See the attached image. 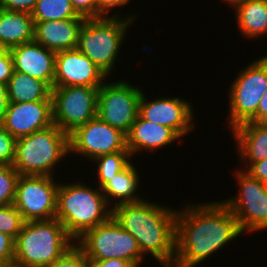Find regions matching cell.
Returning a JSON list of instances; mask_svg holds the SVG:
<instances>
[{
    "label": "cell",
    "instance_id": "3",
    "mask_svg": "<svg viewBox=\"0 0 267 267\" xmlns=\"http://www.w3.org/2000/svg\"><path fill=\"white\" fill-rule=\"evenodd\" d=\"M72 182L59 183L55 218L76 241L86 231L107 222L112 217V208L97 185L94 188L81 180Z\"/></svg>",
    "mask_w": 267,
    "mask_h": 267
},
{
    "label": "cell",
    "instance_id": "13",
    "mask_svg": "<svg viewBox=\"0 0 267 267\" xmlns=\"http://www.w3.org/2000/svg\"><path fill=\"white\" fill-rule=\"evenodd\" d=\"M69 147L70 157L73 153L89 162L102 155L129 152L126 134L97 116L69 135Z\"/></svg>",
    "mask_w": 267,
    "mask_h": 267
},
{
    "label": "cell",
    "instance_id": "33",
    "mask_svg": "<svg viewBox=\"0 0 267 267\" xmlns=\"http://www.w3.org/2000/svg\"><path fill=\"white\" fill-rule=\"evenodd\" d=\"M76 13L85 18H98L97 0H70Z\"/></svg>",
    "mask_w": 267,
    "mask_h": 267
},
{
    "label": "cell",
    "instance_id": "2",
    "mask_svg": "<svg viewBox=\"0 0 267 267\" xmlns=\"http://www.w3.org/2000/svg\"><path fill=\"white\" fill-rule=\"evenodd\" d=\"M176 216L177 209L147 198L112 209V217L135 237L142 255L149 254L162 267L174 265Z\"/></svg>",
    "mask_w": 267,
    "mask_h": 267
},
{
    "label": "cell",
    "instance_id": "12",
    "mask_svg": "<svg viewBox=\"0 0 267 267\" xmlns=\"http://www.w3.org/2000/svg\"><path fill=\"white\" fill-rule=\"evenodd\" d=\"M58 186L57 177L20 175L13 205L25 222L54 219Z\"/></svg>",
    "mask_w": 267,
    "mask_h": 267
},
{
    "label": "cell",
    "instance_id": "40",
    "mask_svg": "<svg viewBox=\"0 0 267 267\" xmlns=\"http://www.w3.org/2000/svg\"><path fill=\"white\" fill-rule=\"evenodd\" d=\"M222 2H225L226 4H229V7H232V9H235L238 5L244 3L246 0H220Z\"/></svg>",
    "mask_w": 267,
    "mask_h": 267
},
{
    "label": "cell",
    "instance_id": "25",
    "mask_svg": "<svg viewBox=\"0 0 267 267\" xmlns=\"http://www.w3.org/2000/svg\"><path fill=\"white\" fill-rule=\"evenodd\" d=\"M31 15L34 22L83 18L76 13L70 0H37Z\"/></svg>",
    "mask_w": 267,
    "mask_h": 267
},
{
    "label": "cell",
    "instance_id": "8",
    "mask_svg": "<svg viewBox=\"0 0 267 267\" xmlns=\"http://www.w3.org/2000/svg\"><path fill=\"white\" fill-rule=\"evenodd\" d=\"M75 243L88 259L117 258L132 262L137 267L145 262L135 237L125 231L113 217L86 231Z\"/></svg>",
    "mask_w": 267,
    "mask_h": 267
},
{
    "label": "cell",
    "instance_id": "20",
    "mask_svg": "<svg viewBox=\"0 0 267 267\" xmlns=\"http://www.w3.org/2000/svg\"><path fill=\"white\" fill-rule=\"evenodd\" d=\"M232 137L244 167L240 169L246 170L253 162L267 158V123L246 122L231 130Z\"/></svg>",
    "mask_w": 267,
    "mask_h": 267
},
{
    "label": "cell",
    "instance_id": "17",
    "mask_svg": "<svg viewBox=\"0 0 267 267\" xmlns=\"http://www.w3.org/2000/svg\"><path fill=\"white\" fill-rule=\"evenodd\" d=\"M9 51L14 71L40 79L53 88L56 52L45 48L35 40L14 46Z\"/></svg>",
    "mask_w": 267,
    "mask_h": 267
},
{
    "label": "cell",
    "instance_id": "37",
    "mask_svg": "<svg viewBox=\"0 0 267 267\" xmlns=\"http://www.w3.org/2000/svg\"><path fill=\"white\" fill-rule=\"evenodd\" d=\"M89 267H137L129 261L121 259L93 260L89 259Z\"/></svg>",
    "mask_w": 267,
    "mask_h": 267
},
{
    "label": "cell",
    "instance_id": "31",
    "mask_svg": "<svg viewBox=\"0 0 267 267\" xmlns=\"http://www.w3.org/2000/svg\"><path fill=\"white\" fill-rule=\"evenodd\" d=\"M16 139L0 124V165H12Z\"/></svg>",
    "mask_w": 267,
    "mask_h": 267
},
{
    "label": "cell",
    "instance_id": "5",
    "mask_svg": "<svg viewBox=\"0 0 267 267\" xmlns=\"http://www.w3.org/2000/svg\"><path fill=\"white\" fill-rule=\"evenodd\" d=\"M68 154L69 136L53 124L16 139L12 167L19 175L57 177L55 170Z\"/></svg>",
    "mask_w": 267,
    "mask_h": 267
},
{
    "label": "cell",
    "instance_id": "10",
    "mask_svg": "<svg viewBox=\"0 0 267 267\" xmlns=\"http://www.w3.org/2000/svg\"><path fill=\"white\" fill-rule=\"evenodd\" d=\"M98 89L91 86L53 87V124L69 136L96 117Z\"/></svg>",
    "mask_w": 267,
    "mask_h": 267
},
{
    "label": "cell",
    "instance_id": "39",
    "mask_svg": "<svg viewBox=\"0 0 267 267\" xmlns=\"http://www.w3.org/2000/svg\"><path fill=\"white\" fill-rule=\"evenodd\" d=\"M8 103L9 99L7 84L0 83V124L3 123V120L5 118Z\"/></svg>",
    "mask_w": 267,
    "mask_h": 267
},
{
    "label": "cell",
    "instance_id": "22",
    "mask_svg": "<svg viewBox=\"0 0 267 267\" xmlns=\"http://www.w3.org/2000/svg\"><path fill=\"white\" fill-rule=\"evenodd\" d=\"M34 29L35 24L30 13L0 8V48L10 49L33 41Z\"/></svg>",
    "mask_w": 267,
    "mask_h": 267
},
{
    "label": "cell",
    "instance_id": "34",
    "mask_svg": "<svg viewBox=\"0 0 267 267\" xmlns=\"http://www.w3.org/2000/svg\"><path fill=\"white\" fill-rule=\"evenodd\" d=\"M13 71V59L9 49L0 48V83L8 84Z\"/></svg>",
    "mask_w": 267,
    "mask_h": 267
},
{
    "label": "cell",
    "instance_id": "24",
    "mask_svg": "<svg viewBox=\"0 0 267 267\" xmlns=\"http://www.w3.org/2000/svg\"><path fill=\"white\" fill-rule=\"evenodd\" d=\"M9 103L52 101V88L44 81L13 71L7 84Z\"/></svg>",
    "mask_w": 267,
    "mask_h": 267
},
{
    "label": "cell",
    "instance_id": "36",
    "mask_svg": "<svg viewBox=\"0 0 267 267\" xmlns=\"http://www.w3.org/2000/svg\"><path fill=\"white\" fill-rule=\"evenodd\" d=\"M253 178L267 184V158L253 162L246 170Z\"/></svg>",
    "mask_w": 267,
    "mask_h": 267
},
{
    "label": "cell",
    "instance_id": "30",
    "mask_svg": "<svg viewBox=\"0 0 267 267\" xmlns=\"http://www.w3.org/2000/svg\"><path fill=\"white\" fill-rule=\"evenodd\" d=\"M130 1L131 0H97L98 18L100 17H124L126 19L134 21L137 17L135 13H132V14L130 13L127 15L121 14L122 13L121 7L125 8L124 6H126V4L129 5ZM117 8L118 9L120 8V9L117 10ZM112 9H114V11ZM115 9L119 12H117Z\"/></svg>",
    "mask_w": 267,
    "mask_h": 267
},
{
    "label": "cell",
    "instance_id": "9",
    "mask_svg": "<svg viewBox=\"0 0 267 267\" xmlns=\"http://www.w3.org/2000/svg\"><path fill=\"white\" fill-rule=\"evenodd\" d=\"M233 173L239 185V192L221 201L235 216L242 233L265 231L267 229V184L253 178L240 168L235 169Z\"/></svg>",
    "mask_w": 267,
    "mask_h": 267
},
{
    "label": "cell",
    "instance_id": "19",
    "mask_svg": "<svg viewBox=\"0 0 267 267\" xmlns=\"http://www.w3.org/2000/svg\"><path fill=\"white\" fill-rule=\"evenodd\" d=\"M85 18L34 22V40L54 52L75 49Z\"/></svg>",
    "mask_w": 267,
    "mask_h": 267
},
{
    "label": "cell",
    "instance_id": "6",
    "mask_svg": "<svg viewBox=\"0 0 267 267\" xmlns=\"http://www.w3.org/2000/svg\"><path fill=\"white\" fill-rule=\"evenodd\" d=\"M133 22L136 20L124 17L86 19L80 29L76 48L110 78Z\"/></svg>",
    "mask_w": 267,
    "mask_h": 267
},
{
    "label": "cell",
    "instance_id": "32",
    "mask_svg": "<svg viewBox=\"0 0 267 267\" xmlns=\"http://www.w3.org/2000/svg\"><path fill=\"white\" fill-rule=\"evenodd\" d=\"M15 239L0 232V267H11L14 263Z\"/></svg>",
    "mask_w": 267,
    "mask_h": 267
},
{
    "label": "cell",
    "instance_id": "18",
    "mask_svg": "<svg viewBox=\"0 0 267 267\" xmlns=\"http://www.w3.org/2000/svg\"><path fill=\"white\" fill-rule=\"evenodd\" d=\"M178 140H181V137L173 129L151 123L139 115L126 134V146L133 161H135L136 154L138 156L144 151L150 154L157 153L156 150L170 146Z\"/></svg>",
    "mask_w": 267,
    "mask_h": 267
},
{
    "label": "cell",
    "instance_id": "35",
    "mask_svg": "<svg viewBox=\"0 0 267 267\" xmlns=\"http://www.w3.org/2000/svg\"><path fill=\"white\" fill-rule=\"evenodd\" d=\"M37 0H0V8L7 11L32 13Z\"/></svg>",
    "mask_w": 267,
    "mask_h": 267
},
{
    "label": "cell",
    "instance_id": "38",
    "mask_svg": "<svg viewBox=\"0 0 267 267\" xmlns=\"http://www.w3.org/2000/svg\"><path fill=\"white\" fill-rule=\"evenodd\" d=\"M249 122L267 123V89L261 98L256 115Z\"/></svg>",
    "mask_w": 267,
    "mask_h": 267
},
{
    "label": "cell",
    "instance_id": "14",
    "mask_svg": "<svg viewBox=\"0 0 267 267\" xmlns=\"http://www.w3.org/2000/svg\"><path fill=\"white\" fill-rule=\"evenodd\" d=\"M145 93V91L142 92L139 102L138 115L142 119L169 127L181 138L196 129L191 100L187 102V99L178 96H161L148 100Z\"/></svg>",
    "mask_w": 267,
    "mask_h": 267
},
{
    "label": "cell",
    "instance_id": "27",
    "mask_svg": "<svg viewBox=\"0 0 267 267\" xmlns=\"http://www.w3.org/2000/svg\"><path fill=\"white\" fill-rule=\"evenodd\" d=\"M19 176L12 165H0V206L14 203Z\"/></svg>",
    "mask_w": 267,
    "mask_h": 267
},
{
    "label": "cell",
    "instance_id": "26",
    "mask_svg": "<svg viewBox=\"0 0 267 267\" xmlns=\"http://www.w3.org/2000/svg\"><path fill=\"white\" fill-rule=\"evenodd\" d=\"M132 157L129 152H116L113 154L102 155L95 158L92 165H96L95 184L101 189L114 175L123 170L130 162ZM97 178V181H96Z\"/></svg>",
    "mask_w": 267,
    "mask_h": 267
},
{
    "label": "cell",
    "instance_id": "16",
    "mask_svg": "<svg viewBox=\"0 0 267 267\" xmlns=\"http://www.w3.org/2000/svg\"><path fill=\"white\" fill-rule=\"evenodd\" d=\"M15 139L53 125L52 101L8 103L3 123Z\"/></svg>",
    "mask_w": 267,
    "mask_h": 267
},
{
    "label": "cell",
    "instance_id": "11",
    "mask_svg": "<svg viewBox=\"0 0 267 267\" xmlns=\"http://www.w3.org/2000/svg\"><path fill=\"white\" fill-rule=\"evenodd\" d=\"M110 80L98 89L96 116L127 134L138 117L143 89L125 79Z\"/></svg>",
    "mask_w": 267,
    "mask_h": 267
},
{
    "label": "cell",
    "instance_id": "29",
    "mask_svg": "<svg viewBox=\"0 0 267 267\" xmlns=\"http://www.w3.org/2000/svg\"><path fill=\"white\" fill-rule=\"evenodd\" d=\"M50 267H89L86 254L74 244Z\"/></svg>",
    "mask_w": 267,
    "mask_h": 267
},
{
    "label": "cell",
    "instance_id": "23",
    "mask_svg": "<svg viewBox=\"0 0 267 267\" xmlns=\"http://www.w3.org/2000/svg\"><path fill=\"white\" fill-rule=\"evenodd\" d=\"M233 11L241 37L246 40L267 37V2L246 0Z\"/></svg>",
    "mask_w": 267,
    "mask_h": 267
},
{
    "label": "cell",
    "instance_id": "7",
    "mask_svg": "<svg viewBox=\"0 0 267 267\" xmlns=\"http://www.w3.org/2000/svg\"><path fill=\"white\" fill-rule=\"evenodd\" d=\"M267 89V55L252 60L238 71L228 89L229 131L249 122L257 113L261 98ZM229 121V122H228Z\"/></svg>",
    "mask_w": 267,
    "mask_h": 267
},
{
    "label": "cell",
    "instance_id": "15",
    "mask_svg": "<svg viewBox=\"0 0 267 267\" xmlns=\"http://www.w3.org/2000/svg\"><path fill=\"white\" fill-rule=\"evenodd\" d=\"M108 76L77 48L56 52L53 87H101Z\"/></svg>",
    "mask_w": 267,
    "mask_h": 267
},
{
    "label": "cell",
    "instance_id": "21",
    "mask_svg": "<svg viewBox=\"0 0 267 267\" xmlns=\"http://www.w3.org/2000/svg\"><path fill=\"white\" fill-rule=\"evenodd\" d=\"M133 164L131 161L101 188L108 205L112 209L121 204L138 202L144 199V196L137 192L140 188L141 176L138 173L140 171Z\"/></svg>",
    "mask_w": 267,
    "mask_h": 267
},
{
    "label": "cell",
    "instance_id": "1",
    "mask_svg": "<svg viewBox=\"0 0 267 267\" xmlns=\"http://www.w3.org/2000/svg\"><path fill=\"white\" fill-rule=\"evenodd\" d=\"M185 202L182 209H177L173 267L202 265L233 240H238L237 237H242L235 216L221 199Z\"/></svg>",
    "mask_w": 267,
    "mask_h": 267
},
{
    "label": "cell",
    "instance_id": "4",
    "mask_svg": "<svg viewBox=\"0 0 267 267\" xmlns=\"http://www.w3.org/2000/svg\"><path fill=\"white\" fill-rule=\"evenodd\" d=\"M75 241L56 218L24 222L15 239L14 267H50Z\"/></svg>",
    "mask_w": 267,
    "mask_h": 267
},
{
    "label": "cell",
    "instance_id": "28",
    "mask_svg": "<svg viewBox=\"0 0 267 267\" xmlns=\"http://www.w3.org/2000/svg\"><path fill=\"white\" fill-rule=\"evenodd\" d=\"M24 222L22 215L13 204L0 206V232L16 239Z\"/></svg>",
    "mask_w": 267,
    "mask_h": 267
}]
</instances>
